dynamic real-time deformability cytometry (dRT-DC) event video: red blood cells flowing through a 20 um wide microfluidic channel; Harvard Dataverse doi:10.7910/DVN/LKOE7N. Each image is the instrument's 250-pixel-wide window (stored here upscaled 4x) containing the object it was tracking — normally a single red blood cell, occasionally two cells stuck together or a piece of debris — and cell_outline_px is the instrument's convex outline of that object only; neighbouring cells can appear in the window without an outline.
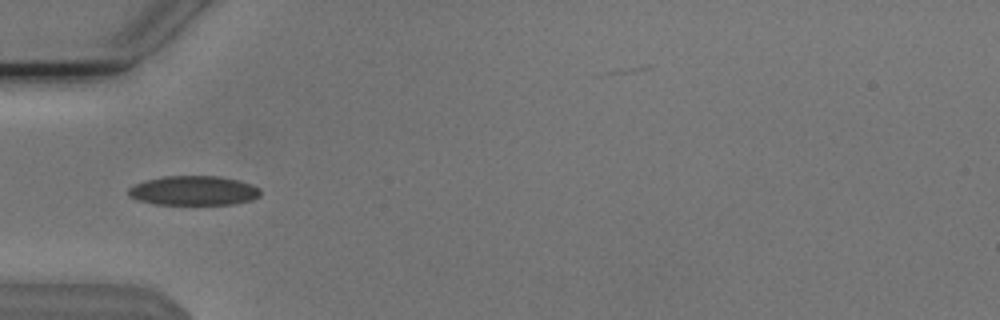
{"species": "Egyptian fruit bat (a non-hibernating species)", "species_latin": "Rousettus aegyptiacus", "temperature_condition": "cold", "stored_images_in_passage": 37, "camera_frame_rate_fps": 3000, "um_per_image_px": 0.085, "animal": {"sex": "male"}, "frame": {"image": 1, "passage_image": 1, "time_ms": 0.0, "image_size_px": [1000, 320], "cell_outline_px": [[260, 196], [252, 200], [232, 204], [156, 204], [136, 200], [128, 196], [128, 188], [144, 180], [164, 176], [220, 176], [252, 184], [260, 188]], "centroid_in_image_um": [16.44, 16.2], "position_along_channel_um": 68.6, "area_um2": 22.72}}
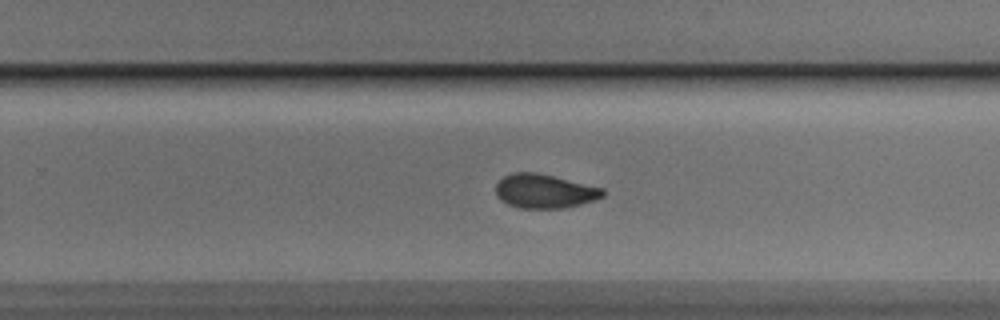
{"frame": {"image": 2, "passage_image": 18, "time_ms": 5.667, "image_size_px": [1000, 320], "cell_outline_px": [[604, 196], [596, 200], [564, 208], [520, 208], [508, 204], [500, 200], [496, 192], [496, 184], [504, 176], [512, 172], [536, 172], [604, 188]], "centroid_in_image_um": [46.29, 16.25], "position_along_channel_um": 283.5, "area_um2": 21.21}}
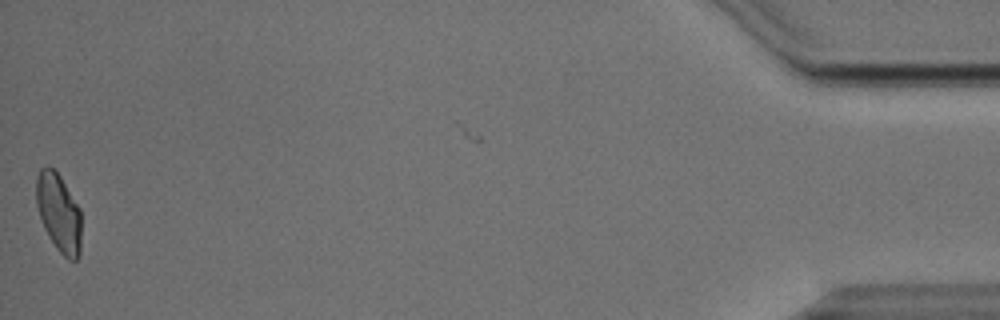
{"frame": {"image": 3, "passage_image": 37, "time_ms": 12.0, "image_size_px": [1000, 320], "cell_outline_px": [[80, 252], [76, 260], [68, 260], [56, 248], [48, 236], [44, 228], [36, 204], [36, 176], [40, 168], [48, 164], [60, 176], [80, 208]], "centroid_in_image_um": [4.98, 18.06], "position_along_channel_um": 430.2, "area_um2": 20.58}, "authors_computed_cell_mechanics": {"area_um2": 21.4438, "velocity_mm_per_s": 3.8085, "shape_relaxation_time_tau1_ms": 4.8022, "shape_relaxation_time_tau2_ms": 2.4694, "deformation_change_tau1": 0.1172, "deformation_change_tau2": 0.0682}}